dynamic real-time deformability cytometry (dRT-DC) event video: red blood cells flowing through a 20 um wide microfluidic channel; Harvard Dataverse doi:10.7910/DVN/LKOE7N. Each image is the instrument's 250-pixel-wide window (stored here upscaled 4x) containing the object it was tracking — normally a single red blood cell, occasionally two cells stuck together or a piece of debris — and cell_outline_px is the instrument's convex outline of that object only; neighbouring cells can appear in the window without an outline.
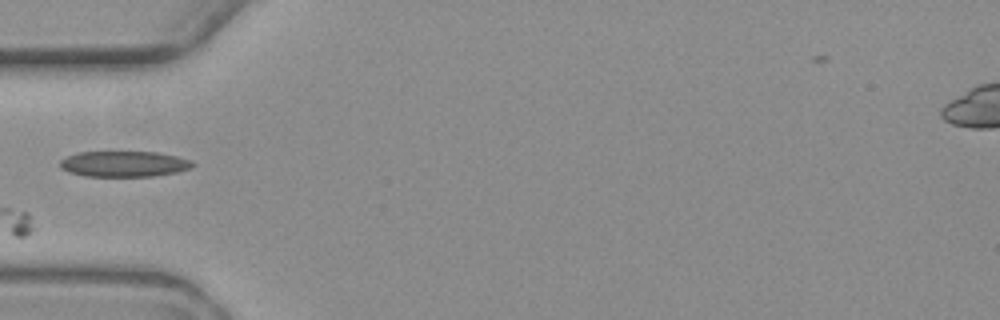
{"species": "common noctule bat (a hibernating species)", "species_latin": "Nyctalus noctula", "temperature_condition": "warm", "stored_images_in_passage": 6, "camera_frame_rate_fps": 3000, "um_per_image_px": 0.085, "animal": {"sex": "female", "body_mass_g": 19.3, "forearm_length_mm": 54.1}, "frame": {"image": 1, "passage_image": 2, "time_ms": 1.333, "image_size_px": [1000, 320], "cell_outline_px": [[196, 164], [192, 168], [176, 172], [152, 176], [84, 176], [68, 172], [60, 168], [60, 160], [76, 152], [156, 152], [176, 156], [192, 160]], "centroid_in_image_um": [10.54, 13.93], "position_along_channel_um": 74.5, "area_um2": 19.94}}